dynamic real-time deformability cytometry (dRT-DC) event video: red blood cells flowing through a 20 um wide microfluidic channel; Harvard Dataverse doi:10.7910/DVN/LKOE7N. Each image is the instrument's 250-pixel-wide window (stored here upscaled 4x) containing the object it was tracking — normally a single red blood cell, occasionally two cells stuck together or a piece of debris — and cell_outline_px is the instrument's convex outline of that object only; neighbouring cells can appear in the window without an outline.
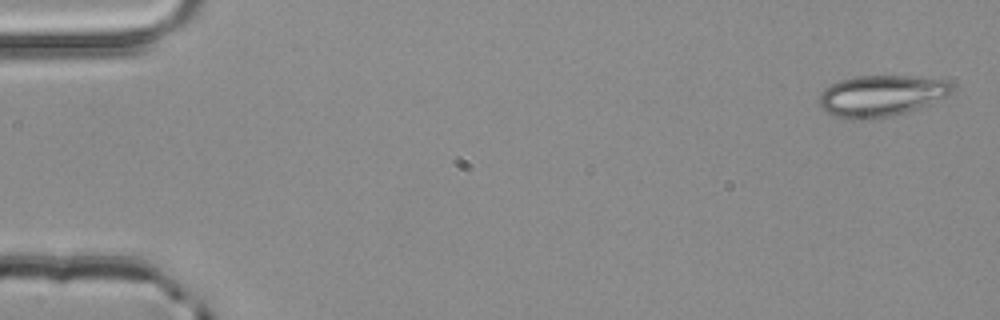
{"species": "common noctule bat (a hibernating species)", "species_latin": "Nyctalus noctula", "temperature_condition": "room temperature", "stored_images_in_passage": 3, "camera_frame_rate_fps": 3000, "um_per_image_px": 0.085, "animal": {"sex": "male", "body_mass_g": 20.4}, "frame": {"image": 1, "passage_image": 1, "time_ms": 0.0, "image_size_px": [1000, 320], "cell_outline_px": [[956, 88], [948, 96], [908, 112], [888, 116], [860, 120], [852, 120], [836, 116], [820, 108], [820, 92], [824, 88], [840, 80], [852, 76], [908, 76], [948, 80]], "centroid_in_image_um": [74.92, 8.13], "position_along_channel_um": 10.1, "area_um2": 32.02}}